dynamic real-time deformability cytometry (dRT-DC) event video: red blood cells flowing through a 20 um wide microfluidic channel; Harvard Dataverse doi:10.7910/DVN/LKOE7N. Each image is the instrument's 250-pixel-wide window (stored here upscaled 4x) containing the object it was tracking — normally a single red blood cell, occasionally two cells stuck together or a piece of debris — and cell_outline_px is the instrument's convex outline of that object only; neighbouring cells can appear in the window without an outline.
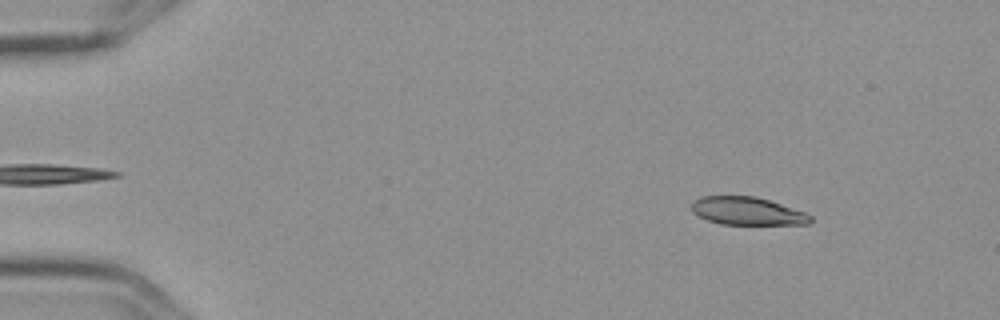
{"species": "Egyptian fruit bat (a non-hibernating species)", "species_latin": "Rousettus aegyptiacus", "temperature_condition": "cold", "stored_images_in_passage": 6, "camera_frame_rate_fps": 3000, "um_per_image_px": 0.085, "frame": {"image": 1, "passage_image": 2, "time_ms": 0.333, "image_size_px": [1000, 320], "cell_outline_px": [[812, 220], [808, 224], [720, 224], [708, 220], [692, 212], [692, 200], [700, 196], [756, 196], [804, 212], [812, 216]], "centroid_in_image_um": [63.48, 17.93], "position_along_channel_um": 21.5, "area_um2": 19.19}}
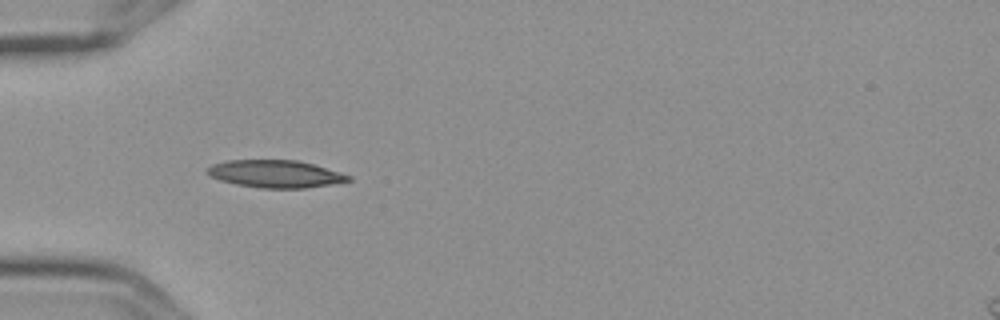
{"frame": {"image": 2, "passage_image": 5, "time_ms": 1.333, "image_size_px": [1000, 320], "cell_outline_px": [[352, 180], [332, 184], [304, 188], [260, 188], [236, 184], [220, 180], [212, 176], [208, 172], [208, 168], [212, 164], [224, 160], [300, 160], [340, 172], [352, 176]], "centroid_in_image_um": [23.44, 14.77], "position_along_channel_um": 61.6, "area_um2": 22.54}}
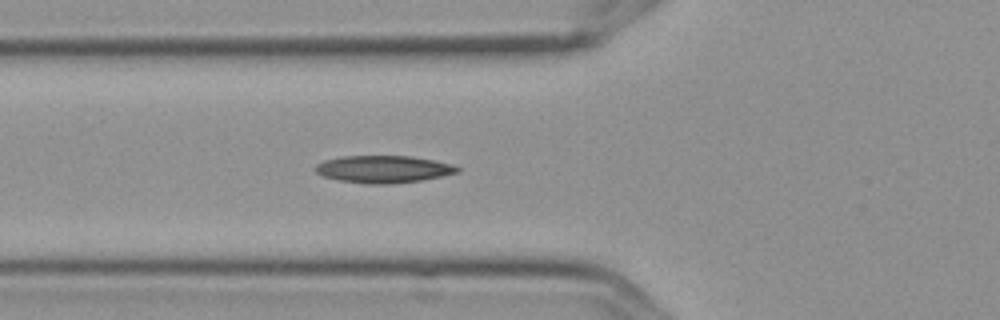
{"frame": {"image": 3, "passage_image": 6, "time_ms": 1.667, "image_size_px": [1000, 320], "cell_outline_px": [[460, 172], [420, 180], [392, 184], [364, 184], [340, 180], [324, 176], [316, 172], [316, 164], [324, 160], [340, 156], [412, 156], [452, 164], [460, 168]], "centroid_in_image_um": [32.58, 14.38], "position_along_channel_um": 93.2, "area_um2": 22.48}}